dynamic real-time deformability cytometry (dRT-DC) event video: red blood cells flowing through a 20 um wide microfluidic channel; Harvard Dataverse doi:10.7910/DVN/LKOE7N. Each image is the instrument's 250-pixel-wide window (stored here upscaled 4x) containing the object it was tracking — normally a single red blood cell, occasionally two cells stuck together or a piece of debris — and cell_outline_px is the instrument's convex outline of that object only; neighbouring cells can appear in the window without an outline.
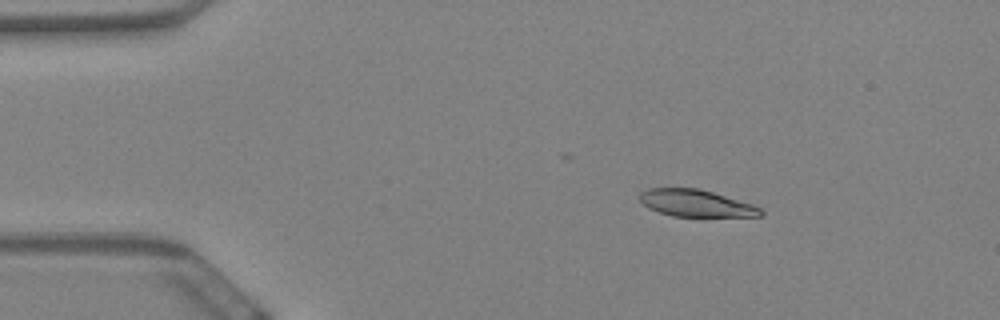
{"species": "Egyptian fruit bat (a non-hibernating species)", "species_latin": "Rousettus aegyptiacus", "temperature_condition": "warm", "stored_images_in_passage": 33, "camera_frame_rate_fps": 3000, "um_per_image_px": 0.085, "animal": {"sex": "female"}, "frame": {"image": 1, "passage_image": 1, "time_ms": 0.0, "image_size_px": [1000, 320], "cell_outline_px": [[764, 216], [672, 216], [648, 208], [640, 200], [640, 192], [648, 188], [700, 188], [752, 204], [760, 208], [764, 212]], "centroid_in_image_um": [59.16, 17.27], "position_along_channel_um": 25.8, "area_um2": 18.9}}
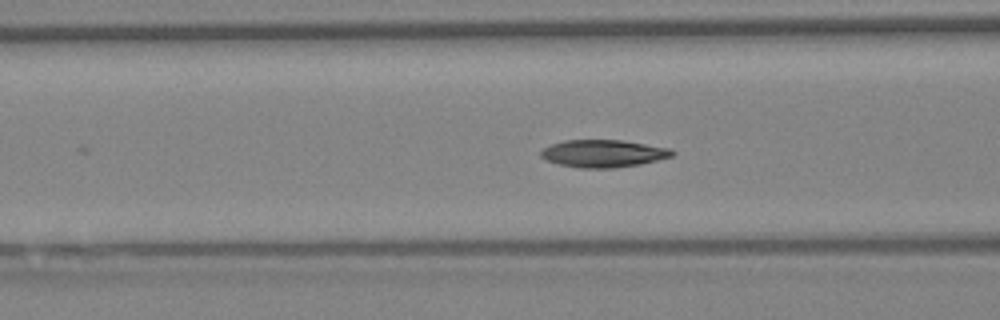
{"frame": {"image": 2, "passage_image": 15, "time_ms": 4.667, "image_size_px": [1000, 320], "cell_outline_px": [[676, 152], [672, 156], [640, 164], [612, 168], [580, 168], [560, 164], [548, 160], [540, 156], [540, 152], [544, 148], [552, 144], [564, 140], [620, 140], [672, 148]], "centroid_in_image_um": [51.3, 13.04], "position_along_channel_um": 115.3, "area_um2": 20.87}}
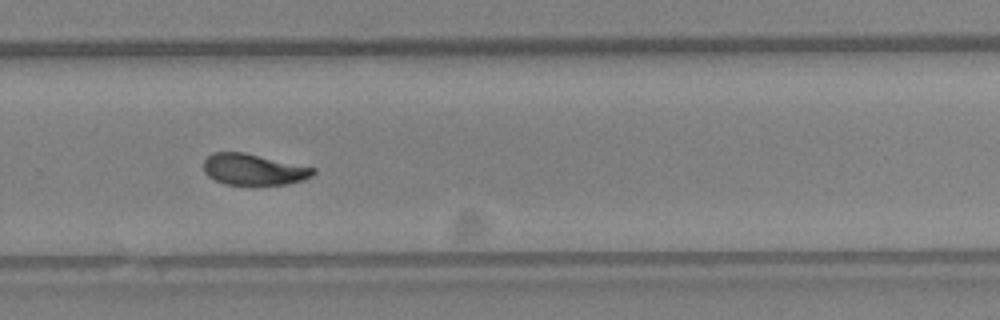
{"frame": {"image": 3, "passage_image": 32, "time_ms": 10.333, "image_size_px": [1000, 320], "cell_outline_px": [[316, 172], [312, 176], [304, 180], [288, 184], [224, 184], [208, 176], [204, 172], [204, 160], [212, 152], [244, 152], [316, 168]], "centroid_in_image_um": [21.57, 14.4], "position_along_channel_um": 308.2, "area_um2": 19.88}, "authors_computed_cell_mechanics": {"area_um2": 20.8658, "velocity_mm_per_s": 3.4076, "shape_relaxation_time_tau1_ms": 5.9642, "shape_relaxation_time_tau2_ms": 1.7885, "deformation_change_tau1": 0.175, "deformation_change_tau2": 0.0605}}